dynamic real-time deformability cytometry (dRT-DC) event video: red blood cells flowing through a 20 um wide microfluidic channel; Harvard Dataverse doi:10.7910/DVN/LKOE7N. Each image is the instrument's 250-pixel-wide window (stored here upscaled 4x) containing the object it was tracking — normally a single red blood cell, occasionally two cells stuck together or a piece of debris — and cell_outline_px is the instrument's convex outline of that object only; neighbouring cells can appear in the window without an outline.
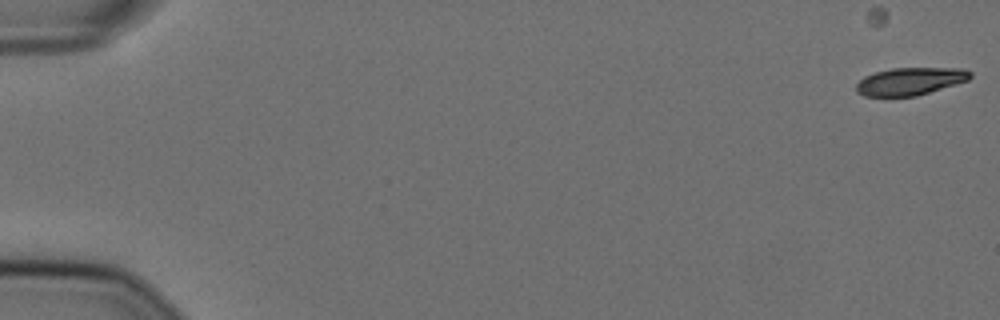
{"species": "Egyptian fruit bat (a non-hibernating species)", "species_latin": "Rousettus aegyptiacus", "temperature_condition": "cold", "stored_images_in_passage": 16, "camera_frame_rate_fps": 3000, "um_per_image_px": 0.085, "animal": {"sex": "female"}, "frame": {"image": 1, "passage_image": 1, "time_ms": 0.0, "image_size_px": [1000, 320], "cell_outline_px": [[972, 76], [968, 80], [916, 96], [864, 96], [856, 92], [856, 84], [864, 76], [876, 72], [892, 68], [964, 68], [972, 72]], "centroid_in_image_um": [77.36, 6.9], "position_along_channel_um": 7.6, "area_um2": 18.26}}
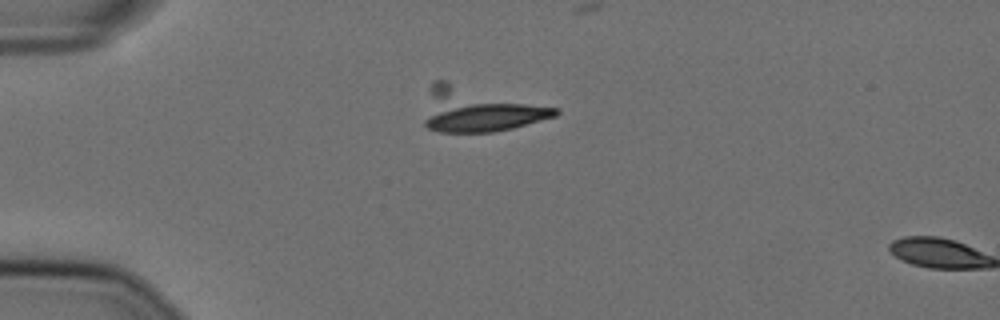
{"frame": {"image": 2, "passage_image": 15, "time_ms": 4.667, "image_size_px": [1000, 320], "cell_outline_px": [[560, 112], [556, 116], [512, 128], [492, 132], [436, 132], [428, 128], [424, 124], [424, 120], [428, 88], [432, 80], [448, 80], [560, 108]], "centroid_in_image_um": [40.69, 9.29], "position_along_channel_um": 44.3, "area_um2": 34.68}}